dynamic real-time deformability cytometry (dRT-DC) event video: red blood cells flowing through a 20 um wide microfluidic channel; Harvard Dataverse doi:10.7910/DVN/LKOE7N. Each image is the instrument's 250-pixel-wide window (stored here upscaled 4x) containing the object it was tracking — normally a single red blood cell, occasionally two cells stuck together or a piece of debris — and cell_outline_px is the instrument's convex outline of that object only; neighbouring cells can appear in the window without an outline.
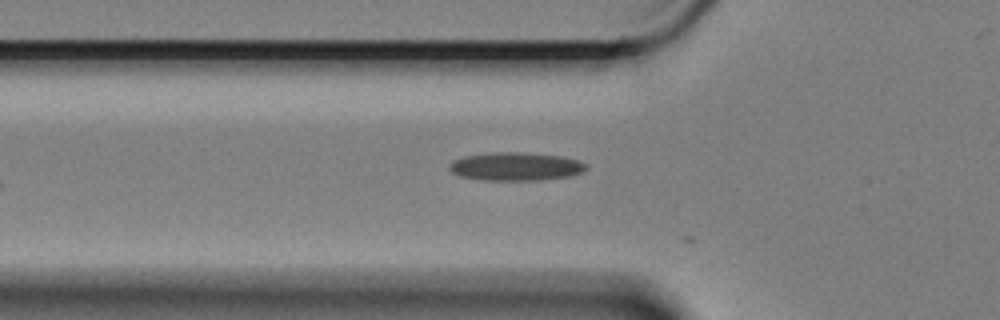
{"species": "Egyptian fruit bat (a non-hibernating species)", "species_latin": "Rousettus aegyptiacus", "temperature_condition": "cold", "stored_images_in_passage": 5, "camera_frame_rate_fps": 3000, "um_per_image_px": 0.085, "animal": {"sex": "female"}, "frame": {"image": 1, "passage_image": 3, "time_ms": 0.667, "image_size_px": [1000, 320], "cell_outline_px": [[588, 168], [580, 172], [568, 176], [540, 180], [484, 180], [460, 176], [452, 172], [448, 168], [448, 164], [452, 160], [464, 156], [492, 152], [516, 152], [560, 156], [576, 160], [588, 164]], "centroid_in_image_um": [43.78, 14.15], "position_along_channel_um": 82.0, "area_um2": 22.43}}